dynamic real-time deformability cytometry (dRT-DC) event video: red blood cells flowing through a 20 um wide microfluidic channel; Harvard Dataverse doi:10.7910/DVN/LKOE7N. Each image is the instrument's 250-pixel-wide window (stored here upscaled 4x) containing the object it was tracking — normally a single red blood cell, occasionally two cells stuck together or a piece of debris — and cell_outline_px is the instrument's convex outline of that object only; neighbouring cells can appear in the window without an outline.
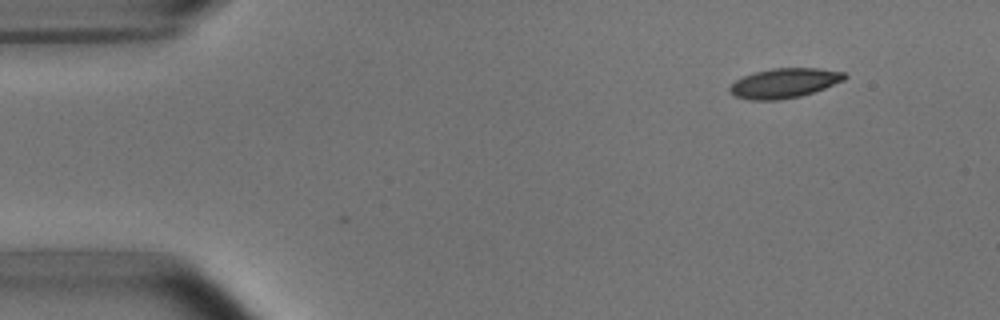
{"species": "common noctule bat (a hibernating species)", "species_latin": "Nyctalus noctula", "temperature_condition": "room temperature", "stored_images_in_passage": 7, "camera_frame_rate_fps": 3000, "um_per_image_px": 0.085, "animal": {"sex": "male", "body_mass_g": 15.6}, "frame": {"image": 1, "passage_image": 1, "time_ms": 0.0, "image_size_px": [1000, 320], "cell_outline_px": [[848, 76], [844, 80], [824, 88], [800, 96], [776, 100], [748, 100], [736, 96], [728, 88], [736, 80], [744, 76], [756, 72], [772, 68], [820, 68], [844, 72]], "centroid_in_image_um": [66.68, 7.06], "position_along_channel_um": 18.3, "area_um2": 19.65}}
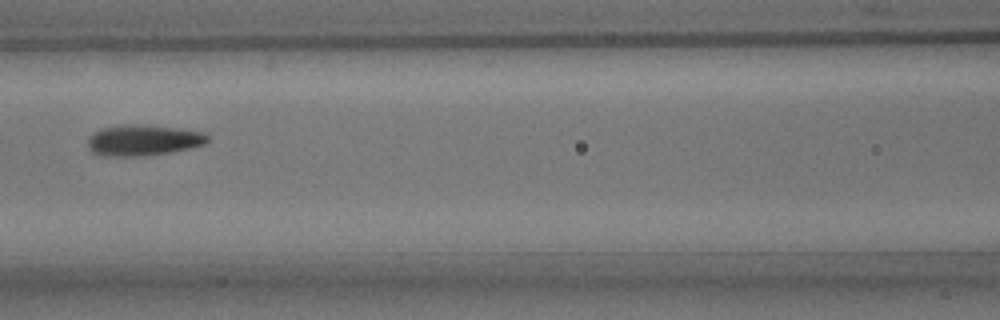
{"frame": {"image": 2, "passage_image": 6, "time_ms": 6.0, "image_size_px": [1000, 320], "cell_outline_px": [[208, 140], [204, 144], [188, 148], [168, 152], [144, 156], [104, 156], [92, 152], [88, 148], [88, 140], [100, 128], [128, 124], [148, 124], [204, 132], [208, 136]], "centroid_in_image_um": [12.16, 11.91], "position_along_channel_um": 154.4, "area_um2": 21.44}}
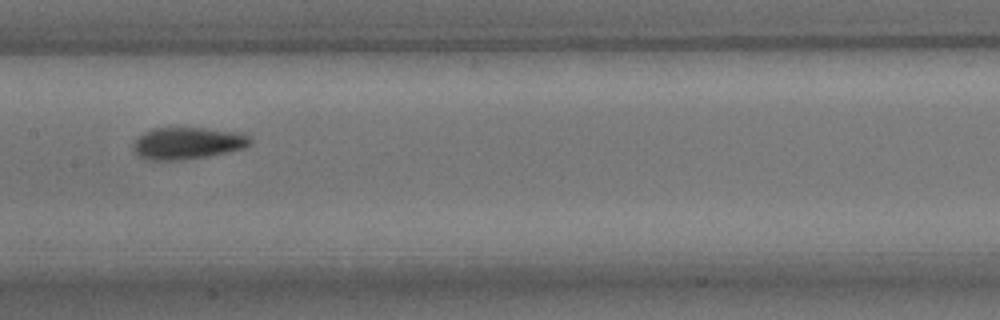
{"frame": {"image": 3, "passage_image": 7, "time_ms": 7.0, "image_size_px": [1000, 320], "cell_outline_px": [[252, 144], [244, 148], [204, 156], [176, 160], [144, 160], [132, 148], [132, 144], [144, 132], [152, 128], [200, 128], [240, 132], [248, 136], [252, 140]], "centroid_in_image_um": [15.92, 12.16], "position_along_channel_um": 191.5, "area_um2": 21.5}}